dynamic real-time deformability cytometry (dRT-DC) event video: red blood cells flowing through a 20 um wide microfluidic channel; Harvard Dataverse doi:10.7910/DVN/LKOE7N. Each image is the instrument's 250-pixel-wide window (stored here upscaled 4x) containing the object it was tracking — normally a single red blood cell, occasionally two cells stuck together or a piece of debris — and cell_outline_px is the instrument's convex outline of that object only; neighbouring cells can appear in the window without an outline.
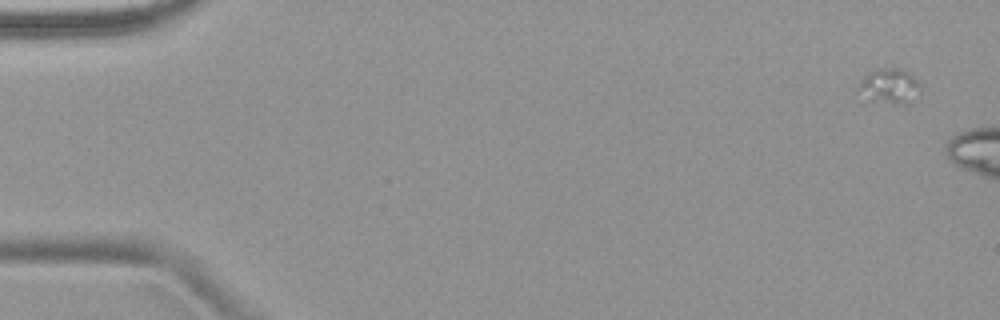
{"species": "common noctule bat (a hibernating species)", "species_latin": "Nyctalus noctula", "temperature_condition": "warm", "stored_images_in_passage": 3, "camera_frame_rate_fps": 3000, "um_per_image_px": 0.085, "animal": {"sex": "female", "body_mass_g": 18.4}, "frame": {"image": 1, "passage_image": 1, "time_ms": 0.0, "image_size_px": [1000, 320], "cell_outline_px": [[920, 92], [904, 104], [892, 104], [872, 100], [856, 92], [856, 88], [860, 80], [868, 72], [880, 68], [900, 68], [908, 72], [920, 84]], "centroid_in_image_um": [75.55, 7.31], "position_along_channel_um": 9.5, "area_um2": 12.66}}